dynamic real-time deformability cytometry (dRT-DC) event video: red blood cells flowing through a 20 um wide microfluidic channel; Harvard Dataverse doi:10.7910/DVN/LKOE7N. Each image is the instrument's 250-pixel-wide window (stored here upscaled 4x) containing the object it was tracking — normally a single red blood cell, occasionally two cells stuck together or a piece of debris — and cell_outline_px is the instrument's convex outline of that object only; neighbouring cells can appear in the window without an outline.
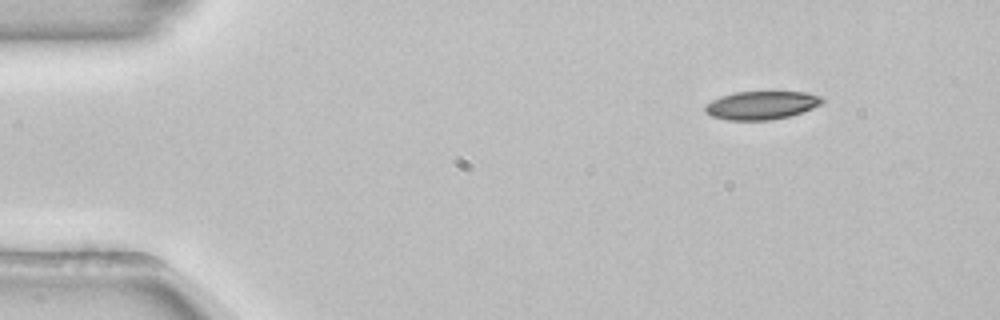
{"species": "common noctule bat (a hibernating species)", "species_latin": "Nyctalus noctula", "temperature_condition": "room temperature", "stored_images_in_passage": 48, "camera_frame_rate_fps": 3000, "um_per_image_px": 0.085, "animal": {"sex": "female", "body_mass_g": 22.7, "forearm_length_mm": 54.2}, "frame": {"image": 1, "passage_image": 1, "time_ms": 0.0, "image_size_px": [1000, 320], "cell_outline_px": [[824, 104], [788, 116], [772, 120], [728, 120], [712, 116], [704, 112], [704, 104], [720, 96], [736, 92], [808, 92], [820, 96], [824, 100]], "centroid_in_image_um": [64.71, 8.94], "position_along_channel_um": 20.3, "area_um2": 19.36}}
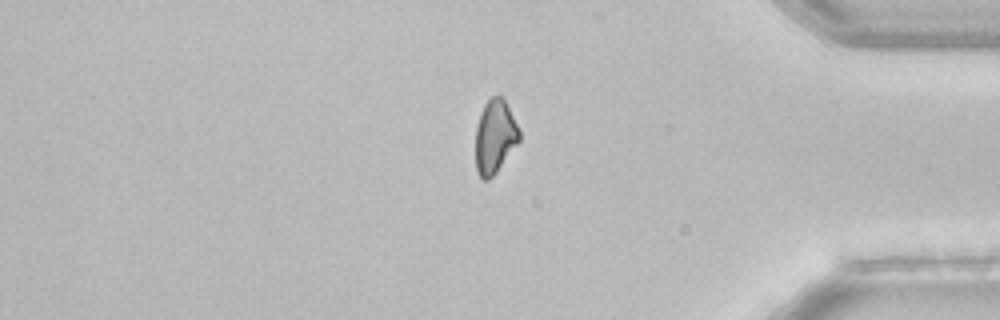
{"frame": {"image": 2, "passage_image": 39, "time_ms": 12.667, "image_size_px": [1000, 320], "cell_outline_px": [[520, 140], [496, 172], [488, 180], [484, 180], [476, 172], [476, 128], [480, 112], [484, 104], [492, 96], [504, 96], [520, 128]], "centroid_in_image_um": [42.08, 11.57], "position_along_channel_um": 393.1, "area_um2": 18.96}}
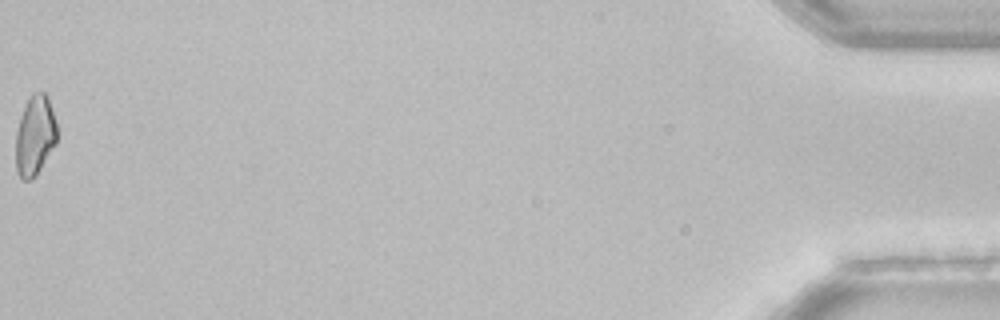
{"frame": {"image": 3, "passage_image": 48, "time_ms": 15.667, "image_size_px": [1000, 320], "cell_outline_px": [[56, 144], [36, 176], [32, 180], [20, 180], [16, 172], [16, 132], [20, 116], [24, 104], [32, 92], [44, 92], [48, 96], [56, 120]], "centroid_in_image_um": [2.96, 11.53], "position_along_channel_um": 432.2, "area_um2": 19.59}, "authors_computed_cell_mechanics": {"area_um2": 20.2011, "velocity_mm_per_s": 3.8817, "shape_relaxation_time_tau1_ms": 5.3783, "shape_relaxation_time_tau2_ms": null, "deformation_change_tau1": 0.1186, "deformation_change_tau2": null}}